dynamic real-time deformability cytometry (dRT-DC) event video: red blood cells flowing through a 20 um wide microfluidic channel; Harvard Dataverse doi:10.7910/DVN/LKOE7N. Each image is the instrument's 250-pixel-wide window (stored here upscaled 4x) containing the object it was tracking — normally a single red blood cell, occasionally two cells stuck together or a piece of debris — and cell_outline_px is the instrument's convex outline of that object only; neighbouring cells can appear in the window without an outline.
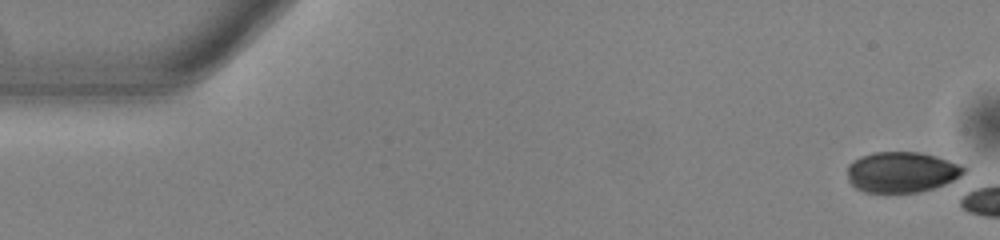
{"species": "common noctule bat (a hibernating species)", "species_latin": "Nyctalus noctula", "temperature_condition": "warm", "stored_images_in_passage": 5, "camera_frame_rate_fps": 3000, "um_per_image_px": 0.085, "animal": {"sex": "male", "body_mass_g": 13.0, "forearm_length_mm": 53.1}, "frame": {"image": 1, "passage_image": 1, "time_ms": 0.0, "image_size_px": [1000, 240], "cell_outline_px": [[968, 168], [960, 176], [944, 184], [920, 192], [864, 192], [856, 188], [848, 180], [848, 164], [860, 156], [872, 152], [920, 152], [936, 156], [960, 164]], "centroid_in_image_um": [76.63, 14.62], "position_along_channel_um": 8.4, "area_um2": 27.57}}